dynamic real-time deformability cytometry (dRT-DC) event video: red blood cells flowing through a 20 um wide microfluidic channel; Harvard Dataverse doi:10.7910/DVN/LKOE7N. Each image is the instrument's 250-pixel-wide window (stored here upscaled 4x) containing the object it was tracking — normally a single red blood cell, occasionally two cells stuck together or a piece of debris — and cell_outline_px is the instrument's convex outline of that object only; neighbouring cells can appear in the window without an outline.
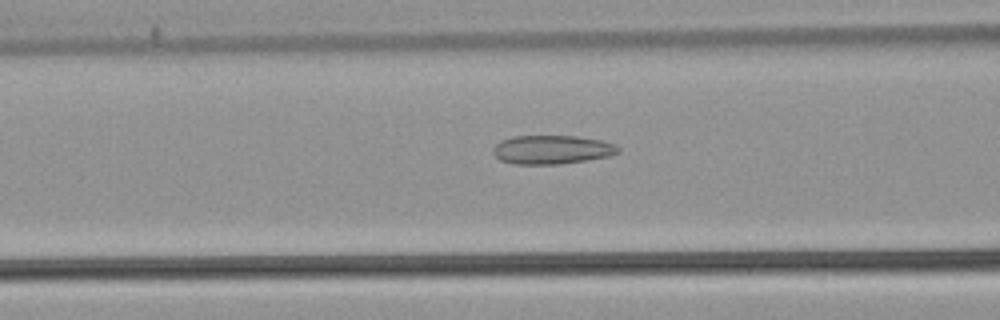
{"species": "common noctule bat (a hibernating species)", "species_latin": "Nyctalus noctula", "temperature_condition": "warm", "stored_images_in_passage": 38, "camera_frame_rate_fps": 3000, "um_per_image_px": 0.085, "animal": {"sex": "male", "body_mass_g": 21.5, "forearm_length_mm": 52.0}, "frame": {"image": 1, "passage_image": 17, "time_ms": 5.333, "image_size_px": [1000, 320], "cell_outline_px": [[620, 152], [608, 156], [588, 160], [560, 164], [512, 164], [500, 160], [492, 152], [492, 148], [500, 140], [512, 136], [576, 136], [600, 140], [616, 144], [620, 148]], "centroid_in_image_um": [46.9, 12.72], "position_along_channel_um": 119.7, "area_um2": 21.15}}
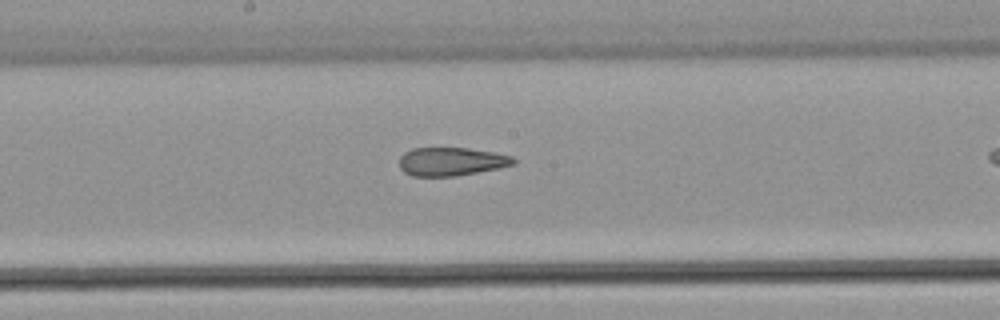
{"frame": {"image": 2, "passage_image": 24, "time_ms": 7.667, "image_size_px": [1000, 320], "cell_outline_px": [[516, 164], [456, 176], [412, 176], [404, 172], [400, 168], [400, 156], [404, 152], [412, 148], [468, 148], [496, 152], [512, 156], [516, 160]], "centroid_in_image_um": [38.36, 13.72], "position_along_channel_um": 209.8, "area_um2": 18.9}}
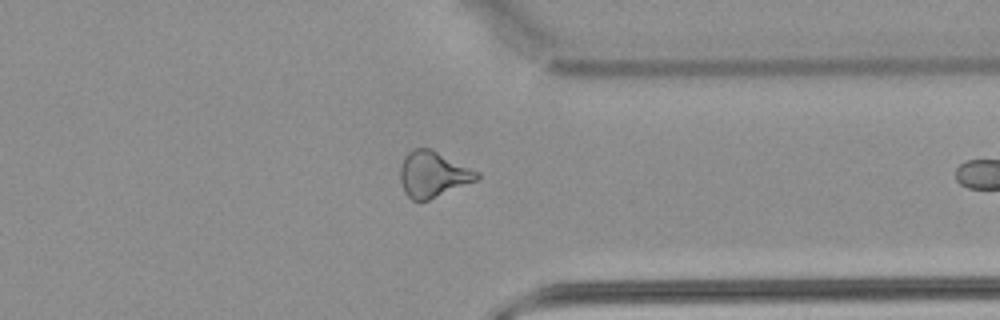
{"frame": {"image": 3, "passage_image": 37, "time_ms": 12.0, "image_size_px": [1000, 320], "cell_outline_px": [[480, 176], [476, 180], [428, 200], [412, 200], [404, 192], [400, 180], [400, 164], [404, 156], [412, 148], [432, 148], [480, 172]], "centroid_in_image_um": [36.78, 14.78], "position_along_channel_um": 374.6, "area_um2": 20.58}}